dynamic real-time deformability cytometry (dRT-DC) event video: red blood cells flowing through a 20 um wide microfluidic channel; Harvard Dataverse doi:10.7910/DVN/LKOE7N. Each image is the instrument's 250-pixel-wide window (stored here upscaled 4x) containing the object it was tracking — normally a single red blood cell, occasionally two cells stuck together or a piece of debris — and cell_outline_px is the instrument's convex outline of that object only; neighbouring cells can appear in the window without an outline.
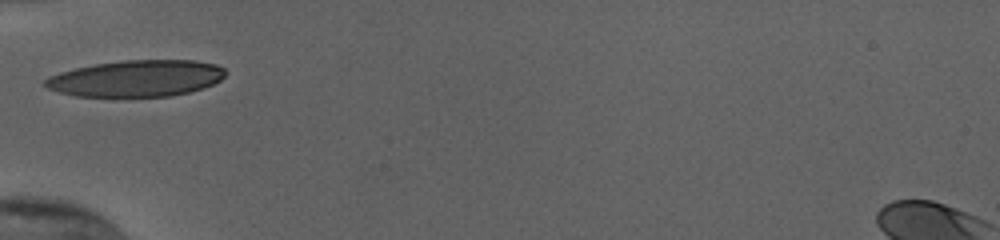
{"species": "human", "species_latin": "Homo sapiens", "temperature_condition": "cold", "stored_images_in_passage": 26, "camera_frame_rate_fps": 3000, "um_per_image_px": 0.085, "donor": {"sex": "female"}, "frame": {"image": 1, "passage_image": 1, "time_ms": 0.0, "image_size_px": [1000, 240], "cell_outline_px": [[224, 76], [220, 80], [204, 88], [172, 96], [76, 96], [60, 92], [48, 88], [44, 84], [44, 80], [48, 76], [60, 72], [92, 64], [124, 60], [196, 60], [216, 64], [224, 68]], "centroid_in_image_um": [11.59, 6.65], "position_along_channel_um": 73.4, "area_um2": 38.26}}
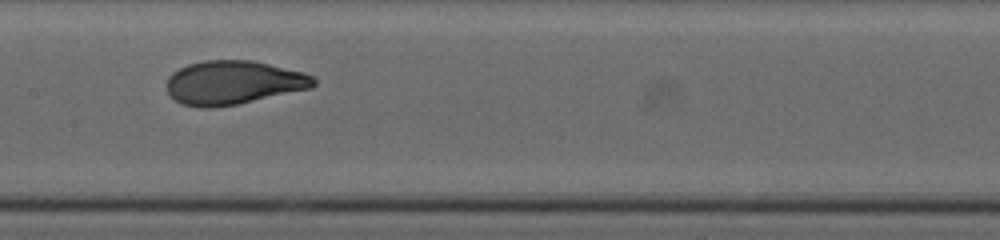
{"frame": {"image": 2, "passage_image": 10, "time_ms": 3.0, "image_size_px": [1000, 240], "cell_outline_px": [[316, 84], [312, 88], [236, 104], [212, 108], [200, 108], [180, 104], [168, 92], [168, 76], [172, 72], [188, 64], [204, 60], [252, 60], [304, 72], [312, 76], [316, 80]], "centroid_in_image_um": [19.83, 7.02], "position_along_channel_um": 187.6, "area_um2": 37.45}}
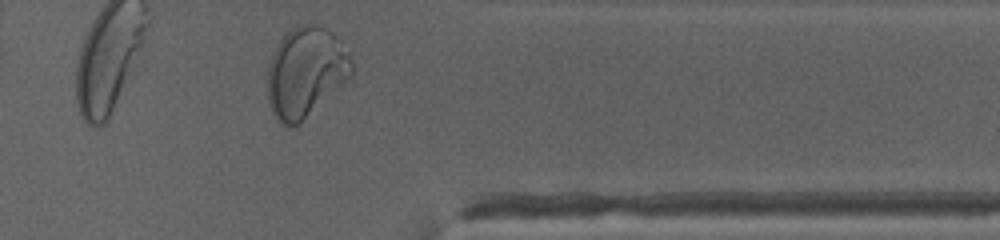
{"frame": {"image": 3, "passage_image": 26, "time_ms": 8.333, "image_size_px": [1000, 240], "cell_outline_px": [[352, 76], [344, 84], [292, 128], [288, 128], [280, 124], [276, 120], [268, 104], [268, 64], [280, 40], [296, 24], [316, 24], [332, 32], [352, 48]], "centroid_in_image_um": [26.02, 6.11], "position_along_channel_um": 385.4, "area_um2": 44.74}, "authors_computed_cell_mechanics": {"area_um2": 37.2232, "velocity_mm_per_s": 3.8134, "shape_relaxation_time_tau1_ms": 4.6502, "shape_relaxation_time_tau2_ms": null, "deformation_change_tau1": 0.2129, "deformation_change_tau2": null}}